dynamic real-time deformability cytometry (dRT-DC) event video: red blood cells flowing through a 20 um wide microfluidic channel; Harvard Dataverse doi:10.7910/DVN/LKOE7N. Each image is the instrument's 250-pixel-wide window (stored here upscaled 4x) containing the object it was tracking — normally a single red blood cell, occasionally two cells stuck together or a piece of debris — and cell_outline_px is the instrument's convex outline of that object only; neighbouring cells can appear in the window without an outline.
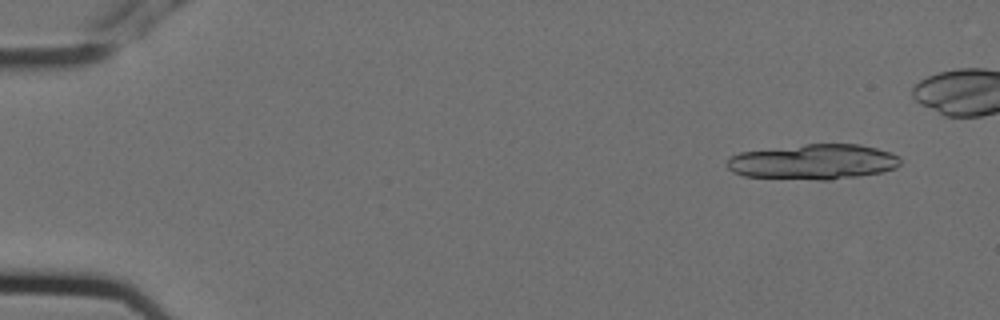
{"species": "Egyptian fruit bat (a non-hibernating species)", "species_latin": "Rousettus aegyptiacus", "temperature_condition": "cold", "stored_images_in_passage": 9, "camera_frame_rate_fps": 3000, "um_per_image_px": 0.085, "animal": {"sex": "female"}, "frame": {"image": 1, "passage_image": 2, "time_ms": 0.333, "image_size_px": [1000, 320], "cell_outline_px": [[900, 164], [896, 168], [880, 172], [860, 176], [828, 180], [816, 180], [744, 176], [732, 172], [728, 168], [728, 160], [732, 156], [740, 152], [804, 144], [860, 144], [876, 148], [900, 156]], "centroid_in_image_um": [69.15, 13.76], "position_along_channel_um": 15.8, "area_um2": 35.55}}